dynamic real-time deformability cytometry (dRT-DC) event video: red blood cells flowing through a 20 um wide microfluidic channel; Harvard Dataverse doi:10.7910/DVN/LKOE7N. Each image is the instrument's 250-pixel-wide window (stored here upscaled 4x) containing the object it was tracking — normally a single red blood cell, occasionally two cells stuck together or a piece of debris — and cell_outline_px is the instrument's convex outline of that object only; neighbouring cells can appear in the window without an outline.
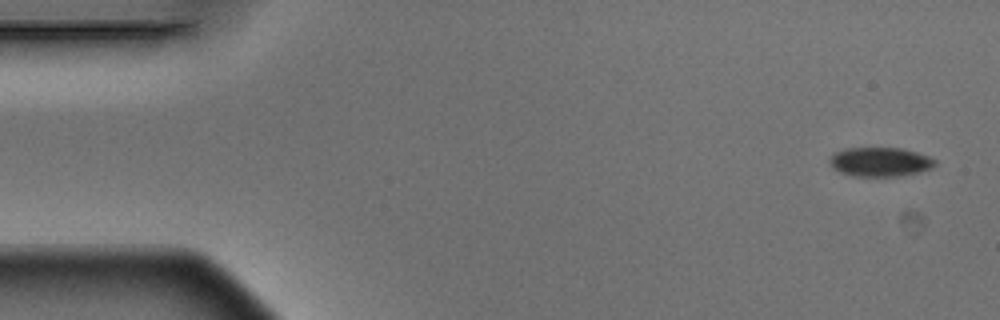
{"species": "Egyptian fruit bat (a non-hibernating species)", "species_latin": "Rousettus aegyptiacus", "temperature_condition": "warm", "stored_images_in_passage": 5, "segment_of_instrument_passage": [1, 2], "camera_frame_rate_fps": 3000, "um_per_image_px": 0.085, "animal": {"sex": "male"}, "frame": {"image": 1, "passage_image": 1, "time_ms": 0.0, "image_size_px": [1000, 320], "cell_outline_px": [[936, 164], [932, 168], [920, 172], [900, 176], [852, 176], [840, 172], [832, 168], [828, 160], [836, 152], [844, 148], [904, 148], [928, 156], [936, 160]], "centroid_in_image_um": [74.81, 13.76], "position_along_channel_um": 10.2, "area_um2": 18.03}}